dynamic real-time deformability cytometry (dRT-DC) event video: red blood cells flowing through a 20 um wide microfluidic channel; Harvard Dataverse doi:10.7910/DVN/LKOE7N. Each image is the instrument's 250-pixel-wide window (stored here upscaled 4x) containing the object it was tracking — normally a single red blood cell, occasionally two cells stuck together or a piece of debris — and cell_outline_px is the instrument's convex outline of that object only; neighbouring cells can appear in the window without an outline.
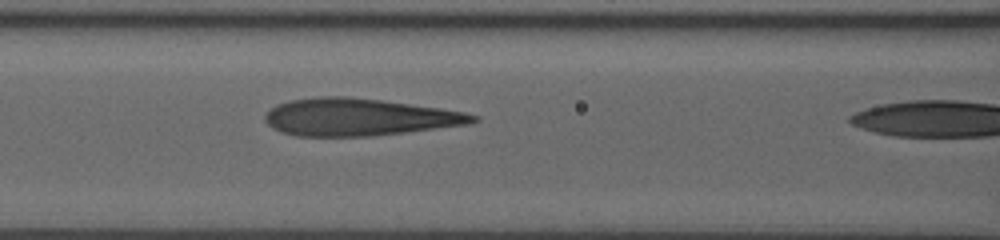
{"species": "human", "species_latin": "Homo sapiens", "temperature_condition": "room temperature", "stored_images_in_passage": 25, "camera_frame_rate_fps": 3000, "um_per_image_px": 0.085, "donor": {"sex": "male"}, "frame": {"image": 1, "passage_image": 24, "time_ms": 7.667, "image_size_px": [1000, 240], "cell_outline_px": [[480, 120], [468, 124], [404, 132], [368, 136], [296, 136], [280, 132], [272, 128], [264, 120], [264, 116], [276, 104], [292, 100], [320, 96], [348, 96], [380, 100], [440, 108], [464, 112], [480, 116]], "centroid_in_image_um": [30.48, 9.95], "position_along_channel_um": 136.1, "area_um2": 44.97}}